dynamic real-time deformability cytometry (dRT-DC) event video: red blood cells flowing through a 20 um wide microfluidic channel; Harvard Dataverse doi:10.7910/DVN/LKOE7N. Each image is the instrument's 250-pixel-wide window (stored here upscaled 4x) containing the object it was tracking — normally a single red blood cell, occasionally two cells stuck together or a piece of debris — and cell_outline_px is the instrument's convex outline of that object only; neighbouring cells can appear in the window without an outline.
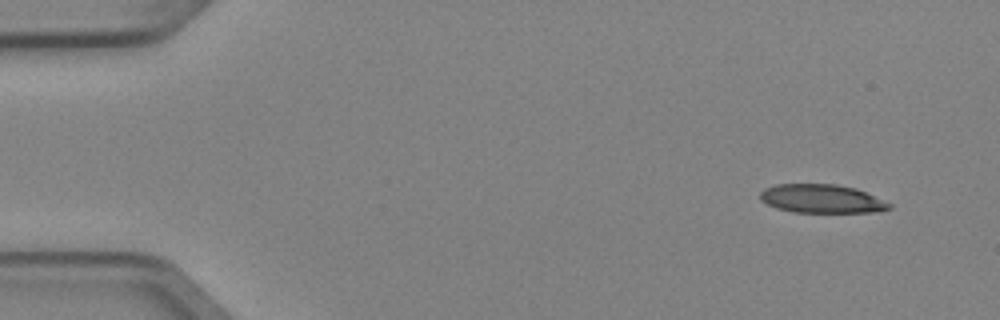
{"species": "Egyptian fruit bat (a non-hibernating species)", "species_latin": "Rousettus aegyptiacus", "temperature_condition": "cold", "stored_images_in_passage": 5, "camera_frame_rate_fps": 3000, "um_per_image_px": 0.085, "animal": {"sex": "female"}, "frame": {"image": 1, "passage_image": 1, "time_ms": 0.0, "image_size_px": [1000, 320], "cell_outline_px": [[892, 208], [876, 212], [792, 212], [776, 208], [760, 200], [760, 192], [764, 188], [776, 184], [836, 184], [856, 188], [892, 204]], "centroid_in_image_um": [69.83, 16.89], "position_along_channel_um": 15.2, "area_um2": 21.56}}
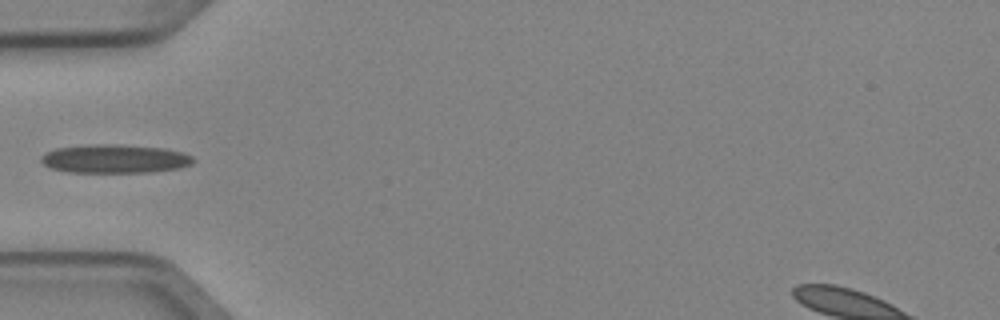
{"frame": {"image": 2, "passage_image": 4, "time_ms": 1.0, "image_size_px": [1000, 320], "cell_outline_px": [[196, 160], [192, 164], [176, 168], [148, 172], [68, 172], [52, 168], [44, 164], [40, 160], [40, 156], [56, 148], [96, 144], [120, 144], [164, 148], [180, 152], [192, 156]], "centroid_in_image_um": [9.75, 13.49], "position_along_channel_um": 75.2, "area_um2": 25.2}}
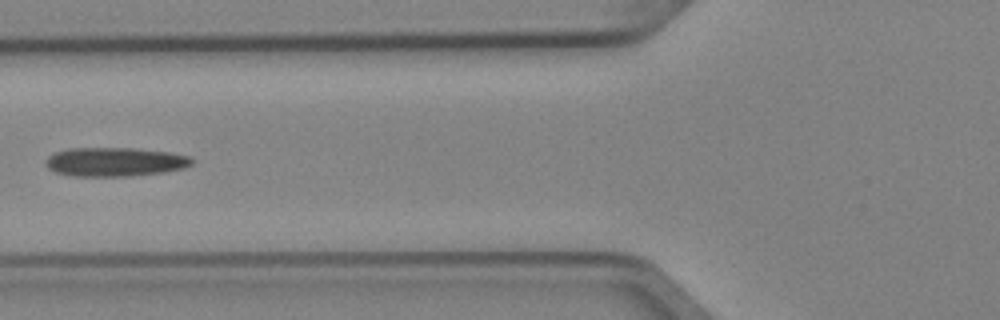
{"frame": {"image": 3, "passage_image": 5, "time_ms": 1.333, "image_size_px": [1000, 320], "cell_outline_px": [[196, 160], [192, 164], [184, 168], [164, 172], [128, 176], [72, 176], [56, 172], [48, 168], [44, 164], [48, 156], [56, 152], [72, 148], [136, 148], [168, 152], [192, 156]], "centroid_in_image_um": [9.81, 13.76], "position_along_channel_um": 116.0, "area_um2": 24.8}}